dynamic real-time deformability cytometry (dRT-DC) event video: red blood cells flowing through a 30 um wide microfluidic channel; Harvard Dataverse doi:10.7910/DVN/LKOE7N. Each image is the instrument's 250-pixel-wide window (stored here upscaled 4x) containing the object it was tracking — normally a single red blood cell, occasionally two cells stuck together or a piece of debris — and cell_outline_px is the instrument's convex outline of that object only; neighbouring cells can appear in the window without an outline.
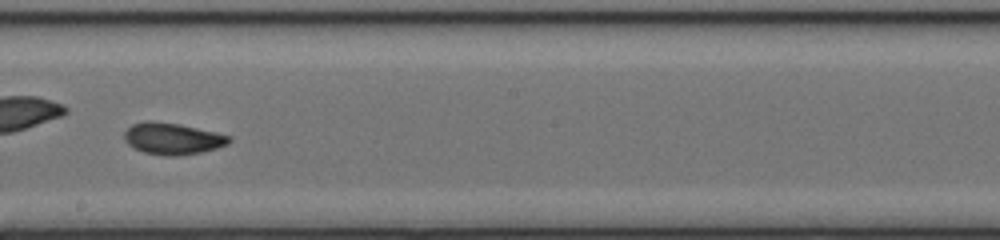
{"species": "common noctule bat (a hibernating species)", "species_latin": "Nyctalus noctula", "temperature_condition": "cold", "stored_images_in_passage": 47, "camera_frame_rate_fps": 3000, "um_per_image_px": 0.085, "animal": {"sex": "female", "body_mass_g": 17.0, "forearm_length_mm": 48.0}, "frame": {"image": 1, "passage_image": 27, "time_ms": 8.667, "image_size_px": [1000, 240], "cell_outline_px": [[232, 140], [228, 144], [216, 148], [200, 152], [176, 156], [164, 156], [144, 152], [128, 144], [124, 136], [124, 132], [132, 124], [144, 120], [152, 120], [180, 124], [216, 132], [232, 136]], "centroid_in_image_um": [14.68, 11.77], "position_along_channel_um": 233.5, "area_um2": 19.36}, "authors_computed_cell_mechanics": {"area_um2": 18.785, "velocity_mm_per_s": 4.243, "shape_relaxation_time_tau1_ms": null, "shape_relaxation_time_tau2_ms": 1.5027, "deformation_change_tau1": null, "deformation_change_tau2": 0.0647}}